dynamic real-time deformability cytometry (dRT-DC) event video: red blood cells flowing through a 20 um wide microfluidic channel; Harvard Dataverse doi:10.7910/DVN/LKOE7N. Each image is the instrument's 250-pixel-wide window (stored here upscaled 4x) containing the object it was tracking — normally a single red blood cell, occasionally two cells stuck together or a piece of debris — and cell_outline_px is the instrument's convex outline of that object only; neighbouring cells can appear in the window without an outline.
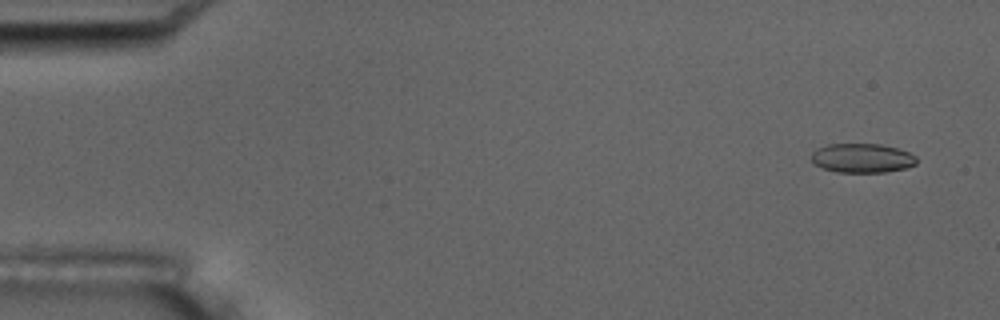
{"species": "common noctule bat (a hibernating species)", "species_latin": "Nyctalus noctula", "temperature_condition": "room temperature", "stored_images_in_passage": 5, "camera_frame_rate_fps": 3000, "um_per_image_px": 0.085, "animal": {"sex": "male", "body_mass_g": 17.5, "forearm_length_mm": 52.3}, "frame": {"image": 1, "passage_image": 1, "time_ms": 0.0, "image_size_px": [1000, 320], "cell_outline_px": [[916, 164], [908, 168], [884, 172], [836, 172], [824, 168], [816, 164], [812, 160], [812, 152], [816, 148], [828, 144], [880, 144], [896, 148], [908, 152], [916, 156]], "centroid_in_image_um": [73.29, 13.44], "position_along_channel_um": 11.7, "area_um2": 17.86}}
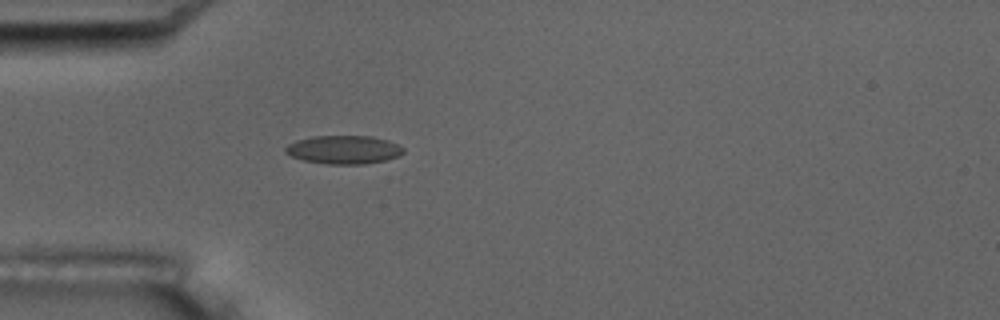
{"frame": {"image": 2, "passage_image": 5, "time_ms": 4.667, "image_size_px": [1000, 320], "cell_outline_px": [[404, 152], [396, 156], [384, 160], [364, 164], [328, 164], [304, 160], [292, 156], [284, 152], [284, 148], [288, 144], [296, 140], [312, 136], [372, 136], [388, 140], [404, 148]], "centroid_in_image_um": [29.19, 12.71], "position_along_channel_um": 55.8, "area_um2": 19.42}}